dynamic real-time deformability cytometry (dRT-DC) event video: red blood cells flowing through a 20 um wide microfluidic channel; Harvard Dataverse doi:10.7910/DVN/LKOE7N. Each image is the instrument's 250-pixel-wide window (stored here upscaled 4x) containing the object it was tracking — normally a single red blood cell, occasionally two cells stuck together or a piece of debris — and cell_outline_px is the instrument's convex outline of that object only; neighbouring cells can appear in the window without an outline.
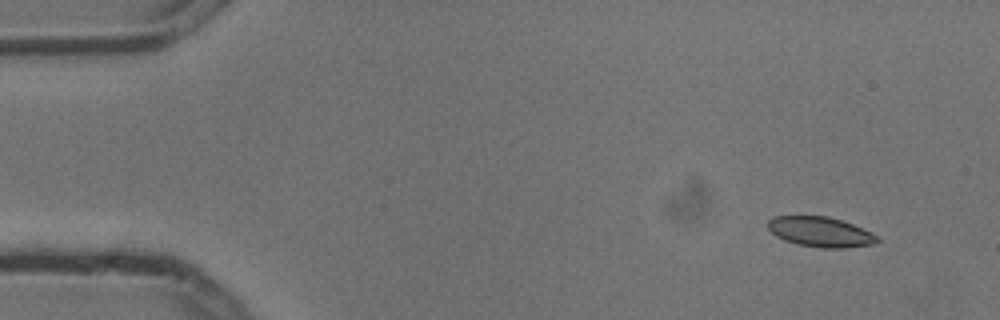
{"species": "common noctule bat (a hibernating species)", "species_latin": "Nyctalus noctula", "temperature_condition": "cold", "stored_images_in_passage": 7, "camera_frame_rate_fps": 3000, "um_per_image_px": 0.085, "animal": {"sex": "male", "body_mass_g": 13.3}, "frame": {"image": 1, "passage_image": 1, "time_ms": 0.0, "image_size_px": [1000, 320], "cell_outline_px": [[880, 240], [872, 244], [844, 248], [824, 248], [796, 244], [784, 240], [776, 236], [768, 228], [768, 220], [772, 216], [828, 216], [852, 224], [872, 232], [880, 236]], "centroid_in_image_um": [69.74, 19.71], "position_along_channel_um": 15.3, "area_um2": 19.19}}
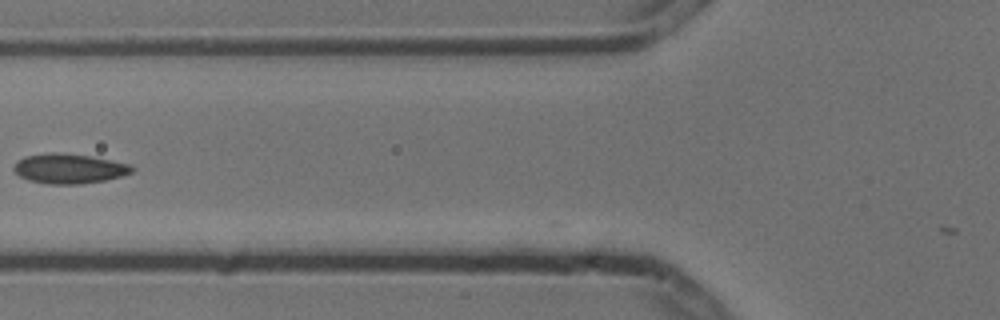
{"frame": {"image": 2, "passage_image": 5, "time_ms": 1.333, "image_size_px": [1000, 320], "cell_outline_px": [[136, 168], [132, 172], [120, 176], [104, 180], [80, 184], [48, 184], [28, 180], [20, 176], [12, 168], [24, 156], [52, 152], [56, 152], [88, 156], [132, 164]], "centroid_in_image_um": [5.89, 14.33], "position_along_channel_um": 119.9, "area_um2": 20.35}}
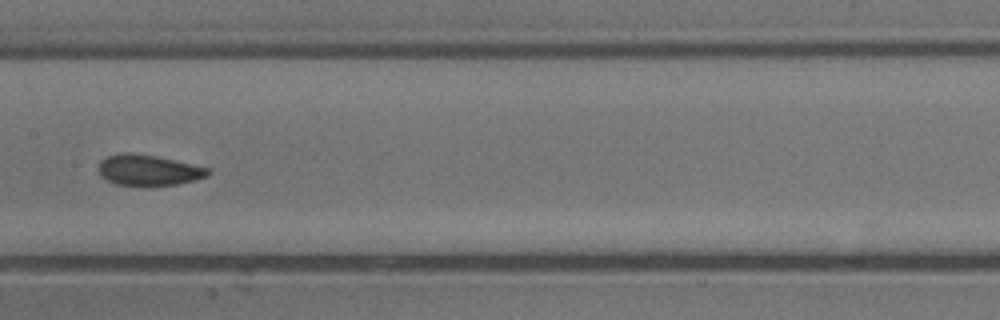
{"frame": {"image": 3, "passage_image": 7, "time_ms": 2.0, "image_size_px": [1000, 320], "cell_outline_px": [[212, 172], [208, 176], [196, 180], [176, 184], [148, 188], [144, 188], [116, 184], [100, 176], [96, 168], [100, 160], [108, 156], [124, 152], [128, 152], [156, 156], [212, 168]], "centroid_in_image_um": [12.63, 14.49], "position_along_channel_um": 194.8, "area_um2": 20.46}}